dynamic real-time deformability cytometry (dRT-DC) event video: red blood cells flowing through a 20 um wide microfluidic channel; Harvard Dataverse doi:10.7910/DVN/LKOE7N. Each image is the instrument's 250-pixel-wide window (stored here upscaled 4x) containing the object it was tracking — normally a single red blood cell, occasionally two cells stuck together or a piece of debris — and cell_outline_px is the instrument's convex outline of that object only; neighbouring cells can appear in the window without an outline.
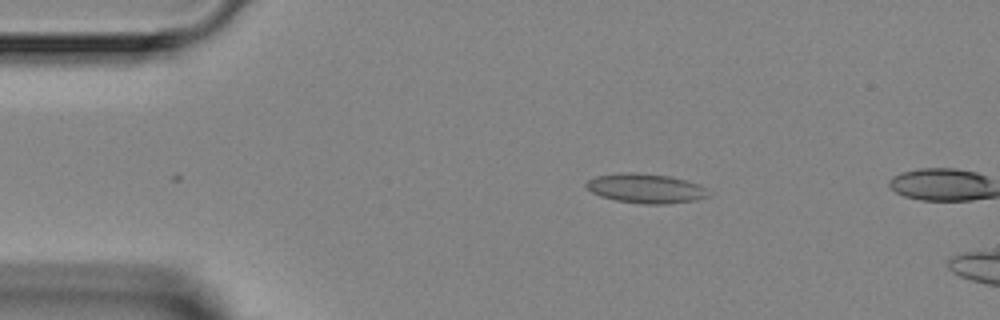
{"species": "Egyptian fruit bat (a non-hibernating species)", "species_latin": "Rousettus aegyptiacus", "temperature_condition": "room temperature", "stored_images_in_passage": 2, "camera_frame_rate_fps": 3000, "um_per_image_px": 0.085, "animal": {"sex": "female"}, "frame": {"image": 1, "passage_image": 1, "time_ms": 0.0, "image_size_px": [1000, 320], "cell_outline_px": [[708, 196], [696, 200], [664, 204], [644, 204], [616, 200], [600, 196], [592, 192], [584, 184], [588, 180], [596, 176], [624, 172], [636, 172], [668, 176], [684, 180], [696, 184], [704, 188]], "centroid_in_image_um": [54.83, 16.01], "position_along_channel_um": 30.2, "area_um2": 20.63}}